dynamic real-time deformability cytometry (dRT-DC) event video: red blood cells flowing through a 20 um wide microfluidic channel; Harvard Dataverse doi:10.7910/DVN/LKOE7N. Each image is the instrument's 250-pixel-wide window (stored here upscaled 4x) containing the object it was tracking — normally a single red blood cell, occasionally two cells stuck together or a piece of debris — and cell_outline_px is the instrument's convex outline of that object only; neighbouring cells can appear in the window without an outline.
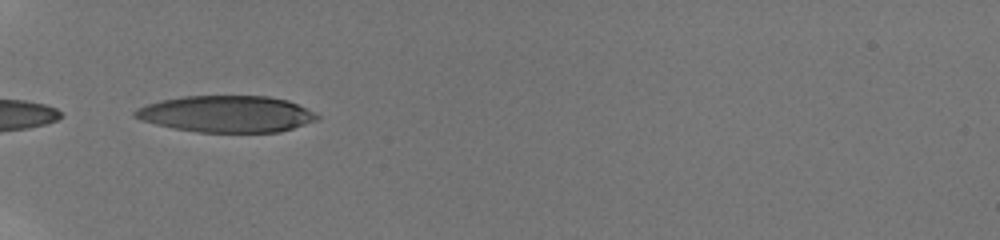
{"species": "human", "species_latin": "Homo sapiens", "temperature_condition": "room temperature", "stored_images_in_passage": 25, "camera_frame_rate_fps": 3000, "um_per_image_px": 0.085, "donor": {"sex": "male"}, "frame": {"image": 1, "passage_image": 1, "time_ms": 0.0, "image_size_px": [1000, 240], "cell_outline_px": [[320, 116], [316, 120], [280, 132], [196, 132], [172, 128], [140, 120], [132, 116], [132, 112], [136, 108], [160, 100], [184, 96], [268, 96], [288, 100], [316, 112]], "centroid_in_image_um": [19.23, 9.68], "position_along_channel_um": 65.8, "area_um2": 38.96}}
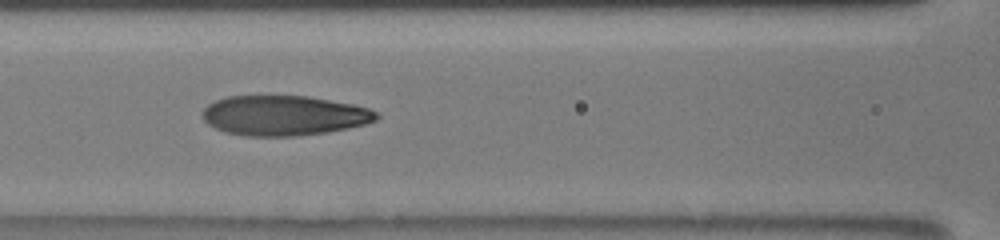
{"frame": {"image": 2, "passage_image": 8, "time_ms": 2.333, "image_size_px": [1000, 240], "cell_outline_px": [[380, 116], [376, 120], [364, 124], [348, 128], [328, 132], [300, 136], [244, 136], [224, 132], [208, 124], [200, 116], [200, 112], [208, 104], [216, 100], [228, 96], [308, 96], [352, 104], [368, 108], [380, 112]], "centroid_in_image_um": [24.12, 9.82], "position_along_channel_um": 142.5, "area_um2": 40.86}}
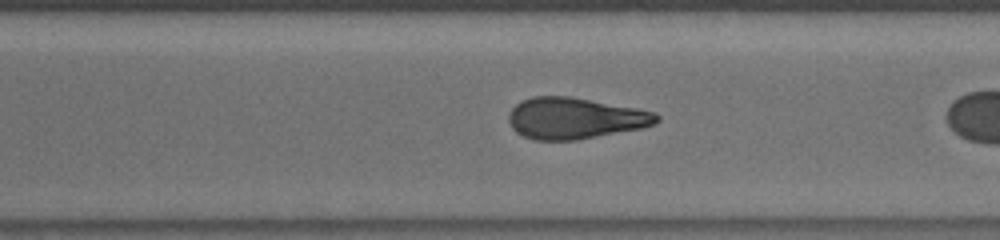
{"frame": {"image": 3, "passage_image": 19, "time_ms": 6.0, "image_size_px": [1000, 240], "cell_outline_px": [[660, 120], [656, 124], [640, 128], [576, 140], [532, 140], [516, 132], [512, 128], [508, 120], [508, 112], [520, 100], [532, 96], [568, 96], [636, 108], [656, 112], [660, 116]], "centroid_in_image_um": [48.84, 10.05], "position_along_channel_um": 321.8, "area_um2": 35.66}}